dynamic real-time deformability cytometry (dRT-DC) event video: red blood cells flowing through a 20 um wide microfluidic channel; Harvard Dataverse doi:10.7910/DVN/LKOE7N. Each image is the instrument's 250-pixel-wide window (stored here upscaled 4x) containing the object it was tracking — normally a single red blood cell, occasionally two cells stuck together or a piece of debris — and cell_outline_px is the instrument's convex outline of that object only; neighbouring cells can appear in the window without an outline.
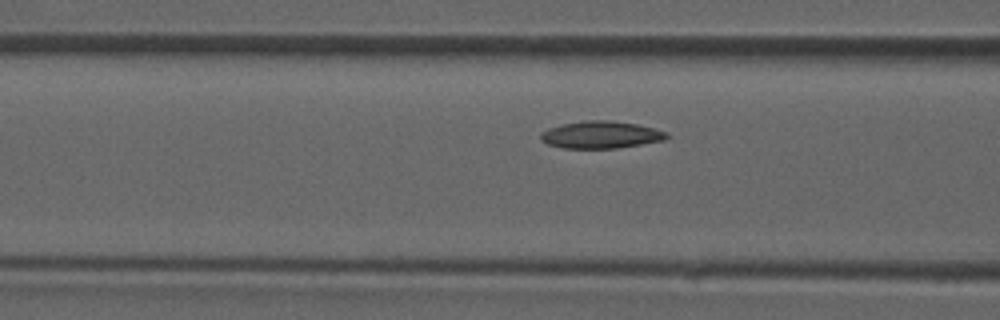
{"species": "common noctule bat (a hibernating species)", "species_latin": "Nyctalus noctula", "temperature_condition": "room temperature", "stored_images_in_passage": 24, "camera_frame_rate_fps": 3000, "um_per_image_px": 0.085, "animal": {"sex": "male", "forearm_length_mm": 52.5}, "frame": {"image": 1, "passage_image": 4, "time_ms": 1.0, "image_size_px": [1000, 320], "cell_outline_px": [[668, 136], [664, 140], [616, 148], [564, 148], [548, 144], [540, 140], [540, 132], [548, 128], [560, 124], [588, 120], [608, 120], [636, 124], [668, 132]], "centroid_in_image_um": [51.02, 11.45], "position_along_channel_um": 115.6, "area_um2": 19.88}}